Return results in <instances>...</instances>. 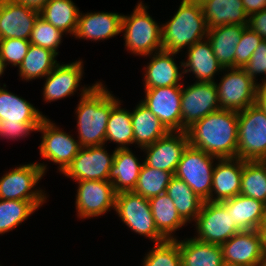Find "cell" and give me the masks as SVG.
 I'll return each mask as SVG.
<instances>
[{
    "mask_svg": "<svg viewBox=\"0 0 266 266\" xmlns=\"http://www.w3.org/2000/svg\"><path fill=\"white\" fill-rule=\"evenodd\" d=\"M189 145L218 159L237 157L238 112L220 109L186 129Z\"/></svg>",
    "mask_w": 266,
    "mask_h": 266,
    "instance_id": "1",
    "label": "cell"
},
{
    "mask_svg": "<svg viewBox=\"0 0 266 266\" xmlns=\"http://www.w3.org/2000/svg\"><path fill=\"white\" fill-rule=\"evenodd\" d=\"M81 88L76 108L78 141L81 147L105 144L108 118L112 108L120 101L102 84Z\"/></svg>",
    "mask_w": 266,
    "mask_h": 266,
    "instance_id": "2",
    "label": "cell"
},
{
    "mask_svg": "<svg viewBox=\"0 0 266 266\" xmlns=\"http://www.w3.org/2000/svg\"><path fill=\"white\" fill-rule=\"evenodd\" d=\"M208 26L202 5L194 0H182L172 19L162 25V50L179 53L206 39Z\"/></svg>",
    "mask_w": 266,
    "mask_h": 266,
    "instance_id": "3",
    "label": "cell"
},
{
    "mask_svg": "<svg viewBox=\"0 0 266 266\" xmlns=\"http://www.w3.org/2000/svg\"><path fill=\"white\" fill-rule=\"evenodd\" d=\"M148 8L142 1L137 3L131 15H123L121 29L127 51L144 57L162 50V25L149 15Z\"/></svg>",
    "mask_w": 266,
    "mask_h": 266,
    "instance_id": "4",
    "label": "cell"
},
{
    "mask_svg": "<svg viewBox=\"0 0 266 266\" xmlns=\"http://www.w3.org/2000/svg\"><path fill=\"white\" fill-rule=\"evenodd\" d=\"M237 157L266 161V112L256 103L238 112Z\"/></svg>",
    "mask_w": 266,
    "mask_h": 266,
    "instance_id": "5",
    "label": "cell"
},
{
    "mask_svg": "<svg viewBox=\"0 0 266 266\" xmlns=\"http://www.w3.org/2000/svg\"><path fill=\"white\" fill-rule=\"evenodd\" d=\"M46 169L44 162H33L11 169L0 178V199L46 201V193L35 188Z\"/></svg>",
    "mask_w": 266,
    "mask_h": 266,
    "instance_id": "6",
    "label": "cell"
},
{
    "mask_svg": "<svg viewBox=\"0 0 266 266\" xmlns=\"http://www.w3.org/2000/svg\"><path fill=\"white\" fill-rule=\"evenodd\" d=\"M215 159L218 160L188 145L182 153L174 176L183 180L204 202L209 201Z\"/></svg>",
    "mask_w": 266,
    "mask_h": 266,
    "instance_id": "7",
    "label": "cell"
},
{
    "mask_svg": "<svg viewBox=\"0 0 266 266\" xmlns=\"http://www.w3.org/2000/svg\"><path fill=\"white\" fill-rule=\"evenodd\" d=\"M115 211L136 234L148 237L155 244L166 241L155 226L149 200L143 196L133 191L117 193Z\"/></svg>",
    "mask_w": 266,
    "mask_h": 266,
    "instance_id": "8",
    "label": "cell"
},
{
    "mask_svg": "<svg viewBox=\"0 0 266 266\" xmlns=\"http://www.w3.org/2000/svg\"><path fill=\"white\" fill-rule=\"evenodd\" d=\"M225 73L217 86L221 109L242 111L256 103L258 83L243 68H224Z\"/></svg>",
    "mask_w": 266,
    "mask_h": 266,
    "instance_id": "9",
    "label": "cell"
},
{
    "mask_svg": "<svg viewBox=\"0 0 266 266\" xmlns=\"http://www.w3.org/2000/svg\"><path fill=\"white\" fill-rule=\"evenodd\" d=\"M198 235L195 239L221 245L241 230L233 223L231 215L225 209V203L205 201L195 220Z\"/></svg>",
    "mask_w": 266,
    "mask_h": 266,
    "instance_id": "10",
    "label": "cell"
},
{
    "mask_svg": "<svg viewBox=\"0 0 266 266\" xmlns=\"http://www.w3.org/2000/svg\"><path fill=\"white\" fill-rule=\"evenodd\" d=\"M215 82H198L184 88L181 93V131L209 113L220 110Z\"/></svg>",
    "mask_w": 266,
    "mask_h": 266,
    "instance_id": "11",
    "label": "cell"
},
{
    "mask_svg": "<svg viewBox=\"0 0 266 266\" xmlns=\"http://www.w3.org/2000/svg\"><path fill=\"white\" fill-rule=\"evenodd\" d=\"M37 131L43 134L39 145L40 155L58 164L59 172L63 173L82 148L79 141L57 127L47 117L42 120Z\"/></svg>",
    "mask_w": 266,
    "mask_h": 266,
    "instance_id": "12",
    "label": "cell"
},
{
    "mask_svg": "<svg viewBox=\"0 0 266 266\" xmlns=\"http://www.w3.org/2000/svg\"><path fill=\"white\" fill-rule=\"evenodd\" d=\"M78 189L75 207L78 218H93L102 216L110 209L115 210L116 192L112 182L108 180L76 181Z\"/></svg>",
    "mask_w": 266,
    "mask_h": 266,
    "instance_id": "13",
    "label": "cell"
},
{
    "mask_svg": "<svg viewBox=\"0 0 266 266\" xmlns=\"http://www.w3.org/2000/svg\"><path fill=\"white\" fill-rule=\"evenodd\" d=\"M104 147L105 144L82 147L62 174L75 181L108 180L115 150L110 155Z\"/></svg>",
    "mask_w": 266,
    "mask_h": 266,
    "instance_id": "14",
    "label": "cell"
},
{
    "mask_svg": "<svg viewBox=\"0 0 266 266\" xmlns=\"http://www.w3.org/2000/svg\"><path fill=\"white\" fill-rule=\"evenodd\" d=\"M220 247L224 263L241 266H266L260 230L238 232Z\"/></svg>",
    "mask_w": 266,
    "mask_h": 266,
    "instance_id": "15",
    "label": "cell"
},
{
    "mask_svg": "<svg viewBox=\"0 0 266 266\" xmlns=\"http://www.w3.org/2000/svg\"><path fill=\"white\" fill-rule=\"evenodd\" d=\"M181 86L145 89V105L168 131H181Z\"/></svg>",
    "mask_w": 266,
    "mask_h": 266,
    "instance_id": "16",
    "label": "cell"
},
{
    "mask_svg": "<svg viewBox=\"0 0 266 266\" xmlns=\"http://www.w3.org/2000/svg\"><path fill=\"white\" fill-rule=\"evenodd\" d=\"M188 145L186 131H169L153 144L141 148L147 154L143 162L151 168L174 175L182 153Z\"/></svg>",
    "mask_w": 266,
    "mask_h": 266,
    "instance_id": "17",
    "label": "cell"
},
{
    "mask_svg": "<svg viewBox=\"0 0 266 266\" xmlns=\"http://www.w3.org/2000/svg\"><path fill=\"white\" fill-rule=\"evenodd\" d=\"M40 12L13 2L0 0V39L29 40Z\"/></svg>",
    "mask_w": 266,
    "mask_h": 266,
    "instance_id": "18",
    "label": "cell"
},
{
    "mask_svg": "<svg viewBox=\"0 0 266 266\" xmlns=\"http://www.w3.org/2000/svg\"><path fill=\"white\" fill-rule=\"evenodd\" d=\"M82 63V60L61 65L58 63L45 77L43 100L52 102L74 95L83 77L84 65Z\"/></svg>",
    "mask_w": 266,
    "mask_h": 266,
    "instance_id": "19",
    "label": "cell"
},
{
    "mask_svg": "<svg viewBox=\"0 0 266 266\" xmlns=\"http://www.w3.org/2000/svg\"><path fill=\"white\" fill-rule=\"evenodd\" d=\"M217 162L212 174V189L209 197V201L212 202H222L233 198L240 194L241 190L243 159L222 158Z\"/></svg>",
    "mask_w": 266,
    "mask_h": 266,
    "instance_id": "20",
    "label": "cell"
},
{
    "mask_svg": "<svg viewBox=\"0 0 266 266\" xmlns=\"http://www.w3.org/2000/svg\"><path fill=\"white\" fill-rule=\"evenodd\" d=\"M176 54L161 50L148 55L151 60L144 69L145 89L182 85L180 81L183 80L184 73L179 68L183 69V62L180 66L175 63Z\"/></svg>",
    "mask_w": 266,
    "mask_h": 266,
    "instance_id": "21",
    "label": "cell"
},
{
    "mask_svg": "<svg viewBox=\"0 0 266 266\" xmlns=\"http://www.w3.org/2000/svg\"><path fill=\"white\" fill-rule=\"evenodd\" d=\"M122 14L113 12H79L75 38L91 41L107 40L121 33Z\"/></svg>",
    "mask_w": 266,
    "mask_h": 266,
    "instance_id": "22",
    "label": "cell"
},
{
    "mask_svg": "<svg viewBox=\"0 0 266 266\" xmlns=\"http://www.w3.org/2000/svg\"><path fill=\"white\" fill-rule=\"evenodd\" d=\"M233 223L241 230H260L266 223V205L241 194L223 201Z\"/></svg>",
    "mask_w": 266,
    "mask_h": 266,
    "instance_id": "23",
    "label": "cell"
},
{
    "mask_svg": "<svg viewBox=\"0 0 266 266\" xmlns=\"http://www.w3.org/2000/svg\"><path fill=\"white\" fill-rule=\"evenodd\" d=\"M187 51V61H183V73L192 72L198 82H215L216 72H221L224 68L216 59L207 38L195 43Z\"/></svg>",
    "mask_w": 266,
    "mask_h": 266,
    "instance_id": "24",
    "label": "cell"
},
{
    "mask_svg": "<svg viewBox=\"0 0 266 266\" xmlns=\"http://www.w3.org/2000/svg\"><path fill=\"white\" fill-rule=\"evenodd\" d=\"M142 165L143 162L141 163L129 148L115 149L108 181L112 182L116 193L131 192L135 189Z\"/></svg>",
    "mask_w": 266,
    "mask_h": 266,
    "instance_id": "25",
    "label": "cell"
},
{
    "mask_svg": "<svg viewBox=\"0 0 266 266\" xmlns=\"http://www.w3.org/2000/svg\"><path fill=\"white\" fill-rule=\"evenodd\" d=\"M202 11L208 28L224 25H248L249 16L242 0H204Z\"/></svg>",
    "mask_w": 266,
    "mask_h": 266,
    "instance_id": "26",
    "label": "cell"
},
{
    "mask_svg": "<svg viewBox=\"0 0 266 266\" xmlns=\"http://www.w3.org/2000/svg\"><path fill=\"white\" fill-rule=\"evenodd\" d=\"M243 25H224L208 28L207 40L210 42L216 59L223 68H235L236 45L239 43Z\"/></svg>",
    "mask_w": 266,
    "mask_h": 266,
    "instance_id": "27",
    "label": "cell"
},
{
    "mask_svg": "<svg viewBox=\"0 0 266 266\" xmlns=\"http://www.w3.org/2000/svg\"><path fill=\"white\" fill-rule=\"evenodd\" d=\"M6 84L0 87V122L6 123H41L46 117L32 103L9 92Z\"/></svg>",
    "mask_w": 266,
    "mask_h": 266,
    "instance_id": "28",
    "label": "cell"
},
{
    "mask_svg": "<svg viewBox=\"0 0 266 266\" xmlns=\"http://www.w3.org/2000/svg\"><path fill=\"white\" fill-rule=\"evenodd\" d=\"M179 244L181 266H222L224 264L220 245L186 238L175 240Z\"/></svg>",
    "mask_w": 266,
    "mask_h": 266,
    "instance_id": "29",
    "label": "cell"
},
{
    "mask_svg": "<svg viewBox=\"0 0 266 266\" xmlns=\"http://www.w3.org/2000/svg\"><path fill=\"white\" fill-rule=\"evenodd\" d=\"M134 143L143 148L153 144L169 131L161 121L141 102L131 112Z\"/></svg>",
    "mask_w": 266,
    "mask_h": 266,
    "instance_id": "30",
    "label": "cell"
},
{
    "mask_svg": "<svg viewBox=\"0 0 266 266\" xmlns=\"http://www.w3.org/2000/svg\"><path fill=\"white\" fill-rule=\"evenodd\" d=\"M149 202L158 232L166 240H176L173 233L181 229L186 222L180 217L173 201L165 192L149 199Z\"/></svg>",
    "mask_w": 266,
    "mask_h": 266,
    "instance_id": "31",
    "label": "cell"
},
{
    "mask_svg": "<svg viewBox=\"0 0 266 266\" xmlns=\"http://www.w3.org/2000/svg\"><path fill=\"white\" fill-rule=\"evenodd\" d=\"M79 12L72 0H50L40 11V17L63 33L75 36Z\"/></svg>",
    "mask_w": 266,
    "mask_h": 266,
    "instance_id": "32",
    "label": "cell"
},
{
    "mask_svg": "<svg viewBox=\"0 0 266 266\" xmlns=\"http://www.w3.org/2000/svg\"><path fill=\"white\" fill-rule=\"evenodd\" d=\"M166 193L186 223L196 220L204 201L183 180L173 176L167 186Z\"/></svg>",
    "mask_w": 266,
    "mask_h": 266,
    "instance_id": "33",
    "label": "cell"
},
{
    "mask_svg": "<svg viewBox=\"0 0 266 266\" xmlns=\"http://www.w3.org/2000/svg\"><path fill=\"white\" fill-rule=\"evenodd\" d=\"M56 54L49 49L30 45L26 56L19 68L22 80L45 78L58 64Z\"/></svg>",
    "mask_w": 266,
    "mask_h": 266,
    "instance_id": "34",
    "label": "cell"
},
{
    "mask_svg": "<svg viewBox=\"0 0 266 266\" xmlns=\"http://www.w3.org/2000/svg\"><path fill=\"white\" fill-rule=\"evenodd\" d=\"M120 102L121 101H119L110 112L105 143L107 141H113L115 144H118L115 149H128L130 144H134L131 112L121 108Z\"/></svg>",
    "mask_w": 266,
    "mask_h": 266,
    "instance_id": "35",
    "label": "cell"
},
{
    "mask_svg": "<svg viewBox=\"0 0 266 266\" xmlns=\"http://www.w3.org/2000/svg\"><path fill=\"white\" fill-rule=\"evenodd\" d=\"M46 201L0 199V234L10 232L24 222Z\"/></svg>",
    "mask_w": 266,
    "mask_h": 266,
    "instance_id": "36",
    "label": "cell"
},
{
    "mask_svg": "<svg viewBox=\"0 0 266 266\" xmlns=\"http://www.w3.org/2000/svg\"><path fill=\"white\" fill-rule=\"evenodd\" d=\"M240 194L266 205V161H244Z\"/></svg>",
    "mask_w": 266,
    "mask_h": 266,
    "instance_id": "37",
    "label": "cell"
},
{
    "mask_svg": "<svg viewBox=\"0 0 266 266\" xmlns=\"http://www.w3.org/2000/svg\"><path fill=\"white\" fill-rule=\"evenodd\" d=\"M173 176L171 172L151 168L143 162L133 192L149 200L165 193Z\"/></svg>",
    "mask_w": 266,
    "mask_h": 266,
    "instance_id": "38",
    "label": "cell"
},
{
    "mask_svg": "<svg viewBox=\"0 0 266 266\" xmlns=\"http://www.w3.org/2000/svg\"><path fill=\"white\" fill-rule=\"evenodd\" d=\"M147 253L143 266H181L179 244L175 240L154 244Z\"/></svg>",
    "mask_w": 266,
    "mask_h": 266,
    "instance_id": "39",
    "label": "cell"
},
{
    "mask_svg": "<svg viewBox=\"0 0 266 266\" xmlns=\"http://www.w3.org/2000/svg\"><path fill=\"white\" fill-rule=\"evenodd\" d=\"M63 35L61 30L39 16L35 21L29 41L32 45L49 49L58 55L57 49L62 42Z\"/></svg>",
    "mask_w": 266,
    "mask_h": 266,
    "instance_id": "40",
    "label": "cell"
},
{
    "mask_svg": "<svg viewBox=\"0 0 266 266\" xmlns=\"http://www.w3.org/2000/svg\"><path fill=\"white\" fill-rule=\"evenodd\" d=\"M30 45V41L26 39H0V57L5 68L10 64L19 67Z\"/></svg>",
    "mask_w": 266,
    "mask_h": 266,
    "instance_id": "41",
    "label": "cell"
},
{
    "mask_svg": "<svg viewBox=\"0 0 266 266\" xmlns=\"http://www.w3.org/2000/svg\"><path fill=\"white\" fill-rule=\"evenodd\" d=\"M262 41L263 39L257 32L246 26L243 29L239 43L236 45L235 68H243Z\"/></svg>",
    "mask_w": 266,
    "mask_h": 266,
    "instance_id": "42",
    "label": "cell"
},
{
    "mask_svg": "<svg viewBox=\"0 0 266 266\" xmlns=\"http://www.w3.org/2000/svg\"><path fill=\"white\" fill-rule=\"evenodd\" d=\"M243 70L251 77L255 82V77L258 74L266 75V40L255 49L249 62L243 67ZM266 77L262 79V84L266 83Z\"/></svg>",
    "mask_w": 266,
    "mask_h": 266,
    "instance_id": "43",
    "label": "cell"
},
{
    "mask_svg": "<svg viewBox=\"0 0 266 266\" xmlns=\"http://www.w3.org/2000/svg\"><path fill=\"white\" fill-rule=\"evenodd\" d=\"M41 123H6L0 122V137L16 139L27 137L31 131H37Z\"/></svg>",
    "mask_w": 266,
    "mask_h": 266,
    "instance_id": "44",
    "label": "cell"
},
{
    "mask_svg": "<svg viewBox=\"0 0 266 266\" xmlns=\"http://www.w3.org/2000/svg\"><path fill=\"white\" fill-rule=\"evenodd\" d=\"M247 26L266 40V9L250 15Z\"/></svg>",
    "mask_w": 266,
    "mask_h": 266,
    "instance_id": "45",
    "label": "cell"
},
{
    "mask_svg": "<svg viewBox=\"0 0 266 266\" xmlns=\"http://www.w3.org/2000/svg\"><path fill=\"white\" fill-rule=\"evenodd\" d=\"M242 3L248 16L266 9V0H242Z\"/></svg>",
    "mask_w": 266,
    "mask_h": 266,
    "instance_id": "46",
    "label": "cell"
},
{
    "mask_svg": "<svg viewBox=\"0 0 266 266\" xmlns=\"http://www.w3.org/2000/svg\"><path fill=\"white\" fill-rule=\"evenodd\" d=\"M15 3L25 5L27 8L40 12L50 0H12Z\"/></svg>",
    "mask_w": 266,
    "mask_h": 266,
    "instance_id": "47",
    "label": "cell"
},
{
    "mask_svg": "<svg viewBox=\"0 0 266 266\" xmlns=\"http://www.w3.org/2000/svg\"><path fill=\"white\" fill-rule=\"evenodd\" d=\"M256 104L266 112V83H259L257 87Z\"/></svg>",
    "mask_w": 266,
    "mask_h": 266,
    "instance_id": "48",
    "label": "cell"
},
{
    "mask_svg": "<svg viewBox=\"0 0 266 266\" xmlns=\"http://www.w3.org/2000/svg\"><path fill=\"white\" fill-rule=\"evenodd\" d=\"M263 238V252L266 262V223L260 229Z\"/></svg>",
    "mask_w": 266,
    "mask_h": 266,
    "instance_id": "49",
    "label": "cell"
},
{
    "mask_svg": "<svg viewBox=\"0 0 266 266\" xmlns=\"http://www.w3.org/2000/svg\"><path fill=\"white\" fill-rule=\"evenodd\" d=\"M5 69L6 68H5L4 64H3V61L1 59V57H0V76L3 75Z\"/></svg>",
    "mask_w": 266,
    "mask_h": 266,
    "instance_id": "50",
    "label": "cell"
},
{
    "mask_svg": "<svg viewBox=\"0 0 266 266\" xmlns=\"http://www.w3.org/2000/svg\"><path fill=\"white\" fill-rule=\"evenodd\" d=\"M222 266H241V265L224 263Z\"/></svg>",
    "mask_w": 266,
    "mask_h": 266,
    "instance_id": "51",
    "label": "cell"
}]
</instances>
